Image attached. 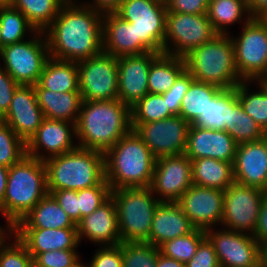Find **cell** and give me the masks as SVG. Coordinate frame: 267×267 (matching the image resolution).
<instances>
[{
    "instance_id": "6da1fadb",
    "label": "cell",
    "mask_w": 267,
    "mask_h": 267,
    "mask_svg": "<svg viewBox=\"0 0 267 267\" xmlns=\"http://www.w3.org/2000/svg\"><path fill=\"white\" fill-rule=\"evenodd\" d=\"M103 14L79 0H68L44 31L49 55L79 62L103 51Z\"/></svg>"
},
{
    "instance_id": "7a4b0ae2",
    "label": "cell",
    "mask_w": 267,
    "mask_h": 267,
    "mask_svg": "<svg viewBox=\"0 0 267 267\" xmlns=\"http://www.w3.org/2000/svg\"><path fill=\"white\" fill-rule=\"evenodd\" d=\"M131 130V108L119 99L83 100L75 142L80 148L105 153Z\"/></svg>"
},
{
    "instance_id": "3957f363",
    "label": "cell",
    "mask_w": 267,
    "mask_h": 267,
    "mask_svg": "<svg viewBox=\"0 0 267 267\" xmlns=\"http://www.w3.org/2000/svg\"><path fill=\"white\" fill-rule=\"evenodd\" d=\"M156 157L132 129L104 153L105 180L110 190L150 187Z\"/></svg>"
},
{
    "instance_id": "277c9868",
    "label": "cell",
    "mask_w": 267,
    "mask_h": 267,
    "mask_svg": "<svg viewBox=\"0 0 267 267\" xmlns=\"http://www.w3.org/2000/svg\"><path fill=\"white\" fill-rule=\"evenodd\" d=\"M47 194V171L44 161L25 155L9 167L0 214L5 223L14 227Z\"/></svg>"
},
{
    "instance_id": "5b68a950",
    "label": "cell",
    "mask_w": 267,
    "mask_h": 267,
    "mask_svg": "<svg viewBox=\"0 0 267 267\" xmlns=\"http://www.w3.org/2000/svg\"><path fill=\"white\" fill-rule=\"evenodd\" d=\"M47 189L82 190L99 185L105 179L104 153L77 147L44 161Z\"/></svg>"
},
{
    "instance_id": "8992f818",
    "label": "cell",
    "mask_w": 267,
    "mask_h": 267,
    "mask_svg": "<svg viewBox=\"0 0 267 267\" xmlns=\"http://www.w3.org/2000/svg\"><path fill=\"white\" fill-rule=\"evenodd\" d=\"M184 60L186 70L196 81L222 89L235 88L243 81L236 68L230 34H217L211 41L193 49Z\"/></svg>"
},
{
    "instance_id": "52a82bcc",
    "label": "cell",
    "mask_w": 267,
    "mask_h": 267,
    "mask_svg": "<svg viewBox=\"0 0 267 267\" xmlns=\"http://www.w3.org/2000/svg\"><path fill=\"white\" fill-rule=\"evenodd\" d=\"M121 242L149 243L153 215L160 201L150 187L111 190Z\"/></svg>"
},
{
    "instance_id": "ba28073f",
    "label": "cell",
    "mask_w": 267,
    "mask_h": 267,
    "mask_svg": "<svg viewBox=\"0 0 267 267\" xmlns=\"http://www.w3.org/2000/svg\"><path fill=\"white\" fill-rule=\"evenodd\" d=\"M25 41L3 46L0 60L4 68L19 85L37 84L49 55L44 32L36 31ZM31 37V38H30Z\"/></svg>"
},
{
    "instance_id": "9c48e42d",
    "label": "cell",
    "mask_w": 267,
    "mask_h": 267,
    "mask_svg": "<svg viewBox=\"0 0 267 267\" xmlns=\"http://www.w3.org/2000/svg\"><path fill=\"white\" fill-rule=\"evenodd\" d=\"M135 28L136 39L148 50L163 53L166 35V1L123 0L115 12Z\"/></svg>"
},
{
    "instance_id": "30bf717a",
    "label": "cell",
    "mask_w": 267,
    "mask_h": 267,
    "mask_svg": "<svg viewBox=\"0 0 267 267\" xmlns=\"http://www.w3.org/2000/svg\"><path fill=\"white\" fill-rule=\"evenodd\" d=\"M241 29L238 37L230 34L238 74L243 81H259L267 71V21L251 18Z\"/></svg>"
},
{
    "instance_id": "8fae6325",
    "label": "cell",
    "mask_w": 267,
    "mask_h": 267,
    "mask_svg": "<svg viewBox=\"0 0 267 267\" xmlns=\"http://www.w3.org/2000/svg\"><path fill=\"white\" fill-rule=\"evenodd\" d=\"M216 35L206 13L188 14L167 10L163 53L184 58Z\"/></svg>"
},
{
    "instance_id": "7c38bea8",
    "label": "cell",
    "mask_w": 267,
    "mask_h": 267,
    "mask_svg": "<svg viewBox=\"0 0 267 267\" xmlns=\"http://www.w3.org/2000/svg\"><path fill=\"white\" fill-rule=\"evenodd\" d=\"M77 66L82 100L101 101L118 98V58L102 51L77 62Z\"/></svg>"
},
{
    "instance_id": "4fadbf2b",
    "label": "cell",
    "mask_w": 267,
    "mask_h": 267,
    "mask_svg": "<svg viewBox=\"0 0 267 267\" xmlns=\"http://www.w3.org/2000/svg\"><path fill=\"white\" fill-rule=\"evenodd\" d=\"M265 191L234 182L224 191L220 227L254 236Z\"/></svg>"
},
{
    "instance_id": "5bb4252c",
    "label": "cell",
    "mask_w": 267,
    "mask_h": 267,
    "mask_svg": "<svg viewBox=\"0 0 267 267\" xmlns=\"http://www.w3.org/2000/svg\"><path fill=\"white\" fill-rule=\"evenodd\" d=\"M131 125L156 158L185 153L191 124L181 116Z\"/></svg>"
},
{
    "instance_id": "9a60e30c",
    "label": "cell",
    "mask_w": 267,
    "mask_h": 267,
    "mask_svg": "<svg viewBox=\"0 0 267 267\" xmlns=\"http://www.w3.org/2000/svg\"><path fill=\"white\" fill-rule=\"evenodd\" d=\"M205 230L220 267H260V244L252 235L226 228Z\"/></svg>"
},
{
    "instance_id": "2e32d148",
    "label": "cell",
    "mask_w": 267,
    "mask_h": 267,
    "mask_svg": "<svg viewBox=\"0 0 267 267\" xmlns=\"http://www.w3.org/2000/svg\"><path fill=\"white\" fill-rule=\"evenodd\" d=\"M192 185V164L185 154L156 158L150 188L160 202H177Z\"/></svg>"
},
{
    "instance_id": "e0dca14e",
    "label": "cell",
    "mask_w": 267,
    "mask_h": 267,
    "mask_svg": "<svg viewBox=\"0 0 267 267\" xmlns=\"http://www.w3.org/2000/svg\"><path fill=\"white\" fill-rule=\"evenodd\" d=\"M177 203L195 228L207 230L220 227L223 213L224 191L192 185Z\"/></svg>"
},
{
    "instance_id": "ac0fdd59",
    "label": "cell",
    "mask_w": 267,
    "mask_h": 267,
    "mask_svg": "<svg viewBox=\"0 0 267 267\" xmlns=\"http://www.w3.org/2000/svg\"><path fill=\"white\" fill-rule=\"evenodd\" d=\"M75 139L76 124L44 118L36 134L26 144V155L45 161L75 150L78 147Z\"/></svg>"
},
{
    "instance_id": "d6986e66",
    "label": "cell",
    "mask_w": 267,
    "mask_h": 267,
    "mask_svg": "<svg viewBox=\"0 0 267 267\" xmlns=\"http://www.w3.org/2000/svg\"><path fill=\"white\" fill-rule=\"evenodd\" d=\"M160 53L149 51L140 55L118 58V98L130 108L148 92L151 63Z\"/></svg>"
},
{
    "instance_id": "ffe728a7",
    "label": "cell",
    "mask_w": 267,
    "mask_h": 267,
    "mask_svg": "<svg viewBox=\"0 0 267 267\" xmlns=\"http://www.w3.org/2000/svg\"><path fill=\"white\" fill-rule=\"evenodd\" d=\"M3 118L25 144L30 141L44 119L34 86L19 85L16 88Z\"/></svg>"
},
{
    "instance_id": "44dd1931",
    "label": "cell",
    "mask_w": 267,
    "mask_h": 267,
    "mask_svg": "<svg viewBox=\"0 0 267 267\" xmlns=\"http://www.w3.org/2000/svg\"><path fill=\"white\" fill-rule=\"evenodd\" d=\"M237 144L225 130L202 128L191 124L185 155L190 159L213 158L233 164Z\"/></svg>"
},
{
    "instance_id": "7402d4cb",
    "label": "cell",
    "mask_w": 267,
    "mask_h": 267,
    "mask_svg": "<svg viewBox=\"0 0 267 267\" xmlns=\"http://www.w3.org/2000/svg\"><path fill=\"white\" fill-rule=\"evenodd\" d=\"M233 171L236 183L267 192V149L263 138L237 145Z\"/></svg>"
},
{
    "instance_id": "603a6c76",
    "label": "cell",
    "mask_w": 267,
    "mask_h": 267,
    "mask_svg": "<svg viewBox=\"0 0 267 267\" xmlns=\"http://www.w3.org/2000/svg\"><path fill=\"white\" fill-rule=\"evenodd\" d=\"M78 239H88L99 247L116 246L121 243L116 205L110 196L91 214L77 224Z\"/></svg>"
},
{
    "instance_id": "cb8c5ba5",
    "label": "cell",
    "mask_w": 267,
    "mask_h": 267,
    "mask_svg": "<svg viewBox=\"0 0 267 267\" xmlns=\"http://www.w3.org/2000/svg\"><path fill=\"white\" fill-rule=\"evenodd\" d=\"M13 233L33 259L42 252L77 249L80 246L77 228H13Z\"/></svg>"
},
{
    "instance_id": "d4e9b609",
    "label": "cell",
    "mask_w": 267,
    "mask_h": 267,
    "mask_svg": "<svg viewBox=\"0 0 267 267\" xmlns=\"http://www.w3.org/2000/svg\"><path fill=\"white\" fill-rule=\"evenodd\" d=\"M103 51L116 58L149 52L136 39L134 26L116 13L103 14Z\"/></svg>"
},
{
    "instance_id": "484cf974",
    "label": "cell",
    "mask_w": 267,
    "mask_h": 267,
    "mask_svg": "<svg viewBox=\"0 0 267 267\" xmlns=\"http://www.w3.org/2000/svg\"><path fill=\"white\" fill-rule=\"evenodd\" d=\"M194 229L177 202H160L153 215L149 243L159 247L165 241L187 235Z\"/></svg>"
},
{
    "instance_id": "4316f807",
    "label": "cell",
    "mask_w": 267,
    "mask_h": 267,
    "mask_svg": "<svg viewBox=\"0 0 267 267\" xmlns=\"http://www.w3.org/2000/svg\"><path fill=\"white\" fill-rule=\"evenodd\" d=\"M34 89L44 118L77 124L83 101L80 92L60 93L42 88L38 83Z\"/></svg>"
},
{
    "instance_id": "83f0119b",
    "label": "cell",
    "mask_w": 267,
    "mask_h": 267,
    "mask_svg": "<svg viewBox=\"0 0 267 267\" xmlns=\"http://www.w3.org/2000/svg\"><path fill=\"white\" fill-rule=\"evenodd\" d=\"M13 228H77L51 194L43 197Z\"/></svg>"
},
{
    "instance_id": "f1b7e54d",
    "label": "cell",
    "mask_w": 267,
    "mask_h": 267,
    "mask_svg": "<svg viewBox=\"0 0 267 267\" xmlns=\"http://www.w3.org/2000/svg\"><path fill=\"white\" fill-rule=\"evenodd\" d=\"M192 182L201 187L225 191L235 182L233 164L213 158L191 160Z\"/></svg>"
},
{
    "instance_id": "f546056e",
    "label": "cell",
    "mask_w": 267,
    "mask_h": 267,
    "mask_svg": "<svg viewBox=\"0 0 267 267\" xmlns=\"http://www.w3.org/2000/svg\"><path fill=\"white\" fill-rule=\"evenodd\" d=\"M56 92H79L77 62L49 57L37 82Z\"/></svg>"
},
{
    "instance_id": "4dcf8cb0",
    "label": "cell",
    "mask_w": 267,
    "mask_h": 267,
    "mask_svg": "<svg viewBox=\"0 0 267 267\" xmlns=\"http://www.w3.org/2000/svg\"><path fill=\"white\" fill-rule=\"evenodd\" d=\"M206 14L215 32L222 35L230 34V26L240 23L244 25L252 18L246 0L209 2Z\"/></svg>"
},
{
    "instance_id": "1f68e13d",
    "label": "cell",
    "mask_w": 267,
    "mask_h": 267,
    "mask_svg": "<svg viewBox=\"0 0 267 267\" xmlns=\"http://www.w3.org/2000/svg\"><path fill=\"white\" fill-rule=\"evenodd\" d=\"M186 70L184 58L160 54L150 65L148 92L164 94Z\"/></svg>"
},
{
    "instance_id": "d6a6232c",
    "label": "cell",
    "mask_w": 267,
    "mask_h": 267,
    "mask_svg": "<svg viewBox=\"0 0 267 267\" xmlns=\"http://www.w3.org/2000/svg\"><path fill=\"white\" fill-rule=\"evenodd\" d=\"M68 0H10L8 4L20 10L29 24L44 32Z\"/></svg>"
},
{
    "instance_id": "836d02e7",
    "label": "cell",
    "mask_w": 267,
    "mask_h": 267,
    "mask_svg": "<svg viewBox=\"0 0 267 267\" xmlns=\"http://www.w3.org/2000/svg\"><path fill=\"white\" fill-rule=\"evenodd\" d=\"M221 90L216 85L193 80L181 101L179 116L194 124Z\"/></svg>"
},
{
    "instance_id": "e575fe53",
    "label": "cell",
    "mask_w": 267,
    "mask_h": 267,
    "mask_svg": "<svg viewBox=\"0 0 267 267\" xmlns=\"http://www.w3.org/2000/svg\"><path fill=\"white\" fill-rule=\"evenodd\" d=\"M258 88L252 92L250 86ZM236 97L244 112L267 132V86L260 81H242L236 87Z\"/></svg>"
},
{
    "instance_id": "d590c367",
    "label": "cell",
    "mask_w": 267,
    "mask_h": 267,
    "mask_svg": "<svg viewBox=\"0 0 267 267\" xmlns=\"http://www.w3.org/2000/svg\"><path fill=\"white\" fill-rule=\"evenodd\" d=\"M225 131L232 136L236 144L248 143L263 138L264 130L246 114L237 97L228 105V123Z\"/></svg>"
},
{
    "instance_id": "8d00e7d4",
    "label": "cell",
    "mask_w": 267,
    "mask_h": 267,
    "mask_svg": "<svg viewBox=\"0 0 267 267\" xmlns=\"http://www.w3.org/2000/svg\"><path fill=\"white\" fill-rule=\"evenodd\" d=\"M34 32L36 30L29 24L20 10L10 4H0L1 48L8 44L25 41V35Z\"/></svg>"
},
{
    "instance_id": "74e56055",
    "label": "cell",
    "mask_w": 267,
    "mask_h": 267,
    "mask_svg": "<svg viewBox=\"0 0 267 267\" xmlns=\"http://www.w3.org/2000/svg\"><path fill=\"white\" fill-rule=\"evenodd\" d=\"M236 98V88L222 89L211 101L194 125L202 128L225 130L228 123V105Z\"/></svg>"
},
{
    "instance_id": "f35d334b",
    "label": "cell",
    "mask_w": 267,
    "mask_h": 267,
    "mask_svg": "<svg viewBox=\"0 0 267 267\" xmlns=\"http://www.w3.org/2000/svg\"><path fill=\"white\" fill-rule=\"evenodd\" d=\"M163 94L147 93L131 107V123H149L174 116L168 109Z\"/></svg>"
},
{
    "instance_id": "ab89813d",
    "label": "cell",
    "mask_w": 267,
    "mask_h": 267,
    "mask_svg": "<svg viewBox=\"0 0 267 267\" xmlns=\"http://www.w3.org/2000/svg\"><path fill=\"white\" fill-rule=\"evenodd\" d=\"M205 237V230L195 228L187 235L165 241L159 246L160 253L186 264L192 259L198 245Z\"/></svg>"
},
{
    "instance_id": "60d3db41",
    "label": "cell",
    "mask_w": 267,
    "mask_h": 267,
    "mask_svg": "<svg viewBox=\"0 0 267 267\" xmlns=\"http://www.w3.org/2000/svg\"><path fill=\"white\" fill-rule=\"evenodd\" d=\"M159 253L147 242H121L122 267H156Z\"/></svg>"
},
{
    "instance_id": "b9f144b4",
    "label": "cell",
    "mask_w": 267,
    "mask_h": 267,
    "mask_svg": "<svg viewBox=\"0 0 267 267\" xmlns=\"http://www.w3.org/2000/svg\"><path fill=\"white\" fill-rule=\"evenodd\" d=\"M25 155L26 144L7 123H0V165L9 168Z\"/></svg>"
},
{
    "instance_id": "7bdbcfd3",
    "label": "cell",
    "mask_w": 267,
    "mask_h": 267,
    "mask_svg": "<svg viewBox=\"0 0 267 267\" xmlns=\"http://www.w3.org/2000/svg\"><path fill=\"white\" fill-rule=\"evenodd\" d=\"M32 266L33 258L28 252L26 246L16 237L14 233H12V235L7 238V241L5 240L0 246V267Z\"/></svg>"
},
{
    "instance_id": "ee69618b",
    "label": "cell",
    "mask_w": 267,
    "mask_h": 267,
    "mask_svg": "<svg viewBox=\"0 0 267 267\" xmlns=\"http://www.w3.org/2000/svg\"><path fill=\"white\" fill-rule=\"evenodd\" d=\"M111 194L110 186L104 179L99 185L77 191L81 219L95 211Z\"/></svg>"
},
{
    "instance_id": "f6af8a7d",
    "label": "cell",
    "mask_w": 267,
    "mask_h": 267,
    "mask_svg": "<svg viewBox=\"0 0 267 267\" xmlns=\"http://www.w3.org/2000/svg\"><path fill=\"white\" fill-rule=\"evenodd\" d=\"M77 249L54 250L39 253L33 259L36 267H73L81 259Z\"/></svg>"
},
{
    "instance_id": "bcb514c9",
    "label": "cell",
    "mask_w": 267,
    "mask_h": 267,
    "mask_svg": "<svg viewBox=\"0 0 267 267\" xmlns=\"http://www.w3.org/2000/svg\"><path fill=\"white\" fill-rule=\"evenodd\" d=\"M193 80L192 75L185 70L170 89L163 94L164 100L168 103L167 107L173 115H179L181 101Z\"/></svg>"
},
{
    "instance_id": "7dc6e473",
    "label": "cell",
    "mask_w": 267,
    "mask_h": 267,
    "mask_svg": "<svg viewBox=\"0 0 267 267\" xmlns=\"http://www.w3.org/2000/svg\"><path fill=\"white\" fill-rule=\"evenodd\" d=\"M95 253L89 267H122L121 243L116 246H103L94 250Z\"/></svg>"
},
{
    "instance_id": "c3c4849f",
    "label": "cell",
    "mask_w": 267,
    "mask_h": 267,
    "mask_svg": "<svg viewBox=\"0 0 267 267\" xmlns=\"http://www.w3.org/2000/svg\"><path fill=\"white\" fill-rule=\"evenodd\" d=\"M186 267H220L217 254L212 243L205 237L197 247L196 253Z\"/></svg>"
},
{
    "instance_id": "681fc988",
    "label": "cell",
    "mask_w": 267,
    "mask_h": 267,
    "mask_svg": "<svg viewBox=\"0 0 267 267\" xmlns=\"http://www.w3.org/2000/svg\"><path fill=\"white\" fill-rule=\"evenodd\" d=\"M72 221L77 225L80 222V209L76 190H55L48 191Z\"/></svg>"
},
{
    "instance_id": "f907efd6",
    "label": "cell",
    "mask_w": 267,
    "mask_h": 267,
    "mask_svg": "<svg viewBox=\"0 0 267 267\" xmlns=\"http://www.w3.org/2000/svg\"><path fill=\"white\" fill-rule=\"evenodd\" d=\"M19 84L0 66V112L4 115L12 101L13 94Z\"/></svg>"
},
{
    "instance_id": "816d5d0a",
    "label": "cell",
    "mask_w": 267,
    "mask_h": 267,
    "mask_svg": "<svg viewBox=\"0 0 267 267\" xmlns=\"http://www.w3.org/2000/svg\"><path fill=\"white\" fill-rule=\"evenodd\" d=\"M208 0H166L167 10L177 13H207Z\"/></svg>"
},
{
    "instance_id": "f5cc1de1",
    "label": "cell",
    "mask_w": 267,
    "mask_h": 267,
    "mask_svg": "<svg viewBox=\"0 0 267 267\" xmlns=\"http://www.w3.org/2000/svg\"><path fill=\"white\" fill-rule=\"evenodd\" d=\"M254 238L263 244L267 242V192L262 199L259 209L258 222L254 231Z\"/></svg>"
},
{
    "instance_id": "db71d44e",
    "label": "cell",
    "mask_w": 267,
    "mask_h": 267,
    "mask_svg": "<svg viewBox=\"0 0 267 267\" xmlns=\"http://www.w3.org/2000/svg\"><path fill=\"white\" fill-rule=\"evenodd\" d=\"M123 0H92V1H83V5L91 7L95 11L105 13H115ZM90 2V3H89Z\"/></svg>"
},
{
    "instance_id": "11a10c76",
    "label": "cell",
    "mask_w": 267,
    "mask_h": 267,
    "mask_svg": "<svg viewBox=\"0 0 267 267\" xmlns=\"http://www.w3.org/2000/svg\"><path fill=\"white\" fill-rule=\"evenodd\" d=\"M252 18H264L267 15V0H246Z\"/></svg>"
},
{
    "instance_id": "9f6ffc18",
    "label": "cell",
    "mask_w": 267,
    "mask_h": 267,
    "mask_svg": "<svg viewBox=\"0 0 267 267\" xmlns=\"http://www.w3.org/2000/svg\"><path fill=\"white\" fill-rule=\"evenodd\" d=\"M156 267H186L185 263L179 262L173 258H169L159 253Z\"/></svg>"
},
{
    "instance_id": "6f0895ef",
    "label": "cell",
    "mask_w": 267,
    "mask_h": 267,
    "mask_svg": "<svg viewBox=\"0 0 267 267\" xmlns=\"http://www.w3.org/2000/svg\"><path fill=\"white\" fill-rule=\"evenodd\" d=\"M9 168L0 165V205L3 203V199L6 193V184Z\"/></svg>"
},
{
    "instance_id": "680465c9",
    "label": "cell",
    "mask_w": 267,
    "mask_h": 267,
    "mask_svg": "<svg viewBox=\"0 0 267 267\" xmlns=\"http://www.w3.org/2000/svg\"><path fill=\"white\" fill-rule=\"evenodd\" d=\"M6 226H0V246L9 238L13 233V227L5 224Z\"/></svg>"
},
{
    "instance_id": "91938a15",
    "label": "cell",
    "mask_w": 267,
    "mask_h": 267,
    "mask_svg": "<svg viewBox=\"0 0 267 267\" xmlns=\"http://www.w3.org/2000/svg\"><path fill=\"white\" fill-rule=\"evenodd\" d=\"M260 267H267V242L260 244Z\"/></svg>"
},
{
    "instance_id": "94428289",
    "label": "cell",
    "mask_w": 267,
    "mask_h": 267,
    "mask_svg": "<svg viewBox=\"0 0 267 267\" xmlns=\"http://www.w3.org/2000/svg\"><path fill=\"white\" fill-rule=\"evenodd\" d=\"M73 267H89V263L86 264L79 260V262H77Z\"/></svg>"
},
{
    "instance_id": "6125c7cd",
    "label": "cell",
    "mask_w": 267,
    "mask_h": 267,
    "mask_svg": "<svg viewBox=\"0 0 267 267\" xmlns=\"http://www.w3.org/2000/svg\"><path fill=\"white\" fill-rule=\"evenodd\" d=\"M263 85L267 86V71L259 80Z\"/></svg>"
},
{
    "instance_id": "be15d7a7",
    "label": "cell",
    "mask_w": 267,
    "mask_h": 267,
    "mask_svg": "<svg viewBox=\"0 0 267 267\" xmlns=\"http://www.w3.org/2000/svg\"><path fill=\"white\" fill-rule=\"evenodd\" d=\"M264 141L266 142V149H267V132H265L264 136H263Z\"/></svg>"
},
{
    "instance_id": "e7e4bbea",
    "label": "cell",
    "mask_w": 267,
    "mask_h": 267,
    "mask_svg": "<svg viewBox=\"0 0 267 267\" xmlns=\"http://www.w3.org/2000/svg\"><path fill=\"white\" fill-rule=\"evenodd\" d=\"M10 0H0V4H8Z\"/></svg>"
},
{
    "instance_id": "03108f58",
    "label": "cell",
    "mask_w": 267,
    "mask_h": 267,
    "mask_svg": "<svg viewBox=\"0 0 267 267\" xmlns=\"http://www.w3.org/2000/svg\"><path fill=\"white\" fill-rule=\"evenodd\" d=\"M2 122H4V118H3V115L0 112V123H2Z\"/></svg>"
},
{
    "instance_id": "003e7915",
    "label": "cell",
    "mask_w": 267,
    "mask_h": 267,
    "mask_svg": "<svg viewBox=\"0 0 267 267\" xmlns=\"http://www.w3.org/2000/svg\"><path fill=\"white\" fill-rule=\"evenodd\" d=\"M214 1H218V0H208V2H214Z\"/></svg>"
}]
</instances>
